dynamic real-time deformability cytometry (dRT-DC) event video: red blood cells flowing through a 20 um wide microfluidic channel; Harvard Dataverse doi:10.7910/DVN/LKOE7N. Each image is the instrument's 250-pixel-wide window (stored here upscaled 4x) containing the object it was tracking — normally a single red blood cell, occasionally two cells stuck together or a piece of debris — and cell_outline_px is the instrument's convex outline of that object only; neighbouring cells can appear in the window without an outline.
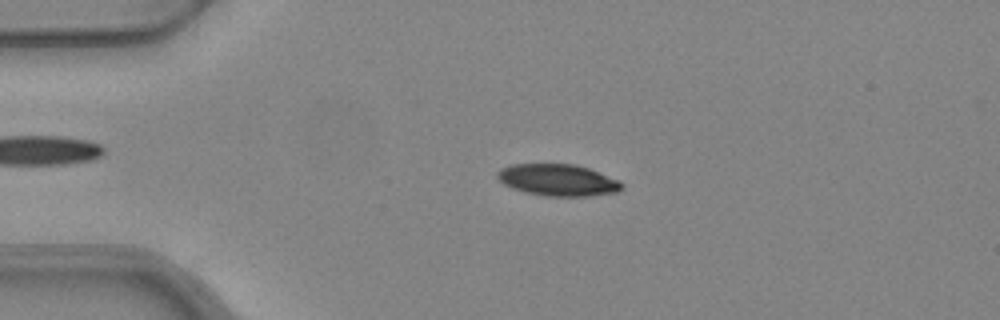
{"species": "common noctule bat (a hibernating species)", "species_latin": "Nyctalus noctula", "temperature_condition": "warm", "stored_images_in_passage": 51, "camera_frame_rate_fps": 3000, "um_per_image_px": 0.085, "animal": {"sex": "female", "body_mass_g": 24.6, "forearm_length_mm": 56.2}, "frame": {"image": 1, "passage_image": 11, "time_ms": 3.333, "image_size_px": [1000, 320], "cell_outline_px": [[624, 188], [616, 192], [588, 196], [544, 196], [524, 192], [512, 188], [504, 184], [496, 176], [496, 172], [500, 168], [512, 164], [576, 164], [588, 168], [620, 180], [624, 184]], "centroid_in_image_um": [47.42, 15.3], "position_along_channel_um": 37.6, "area_um2": 23.18}}
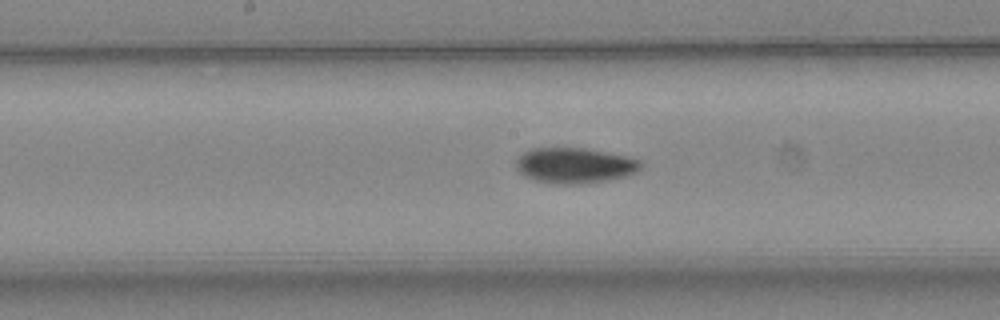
{"frame": {"image": 2, "passage_image": 26, "time_ms": 8.333, "image_size_px": [1000, 320], "cell_outline_px": [[644, 160], [640, 168], [636, 172], [628, 176], [608, 180], [580, 184], [552, 184], [532, 180], [524, 176], [516, 168], [516, 160], [524, 152], [532, 148], [584, 148], [632, 156]], "centroid_in_image_um": [48.89, 14.07], "position_along_channel_um": 199.3, "area_um2": 26.3}}
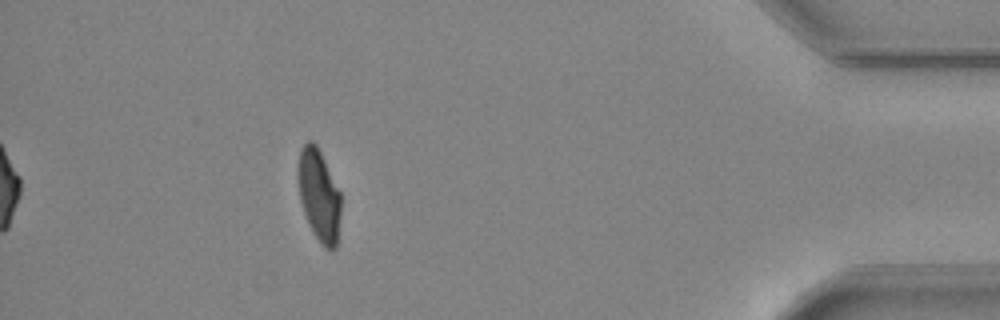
{"frame": {"image": 3, "passage_image": 46, "time_ms": 15.0, "image_size_px": [1000, 320], "cell_outline_px": [[340, 216], [336, 248], [332, 252], [324, 248], [320, 244], [304, 212], [300, 200], [296, 176], [296, 168], [300, 148], [308, 140], [312, 140], [316, 144], [340, 192]], "centroid_in_image_um": [27.08, 16.58], "position_along_channel_um": 408.1, "area_um2": 23.06}, "authors_computed_cell_mechanics": {"area_um2": 24.565, "velocity_mm_per_s": 3.9619, "shape_relaxation_time_tau1_ms": 4.634, "shape_relaxation_time_tau2_ms": 2.4292, "deformation_change_tau1": 0.1575, "deformation_change_tau2": 0.0594}}